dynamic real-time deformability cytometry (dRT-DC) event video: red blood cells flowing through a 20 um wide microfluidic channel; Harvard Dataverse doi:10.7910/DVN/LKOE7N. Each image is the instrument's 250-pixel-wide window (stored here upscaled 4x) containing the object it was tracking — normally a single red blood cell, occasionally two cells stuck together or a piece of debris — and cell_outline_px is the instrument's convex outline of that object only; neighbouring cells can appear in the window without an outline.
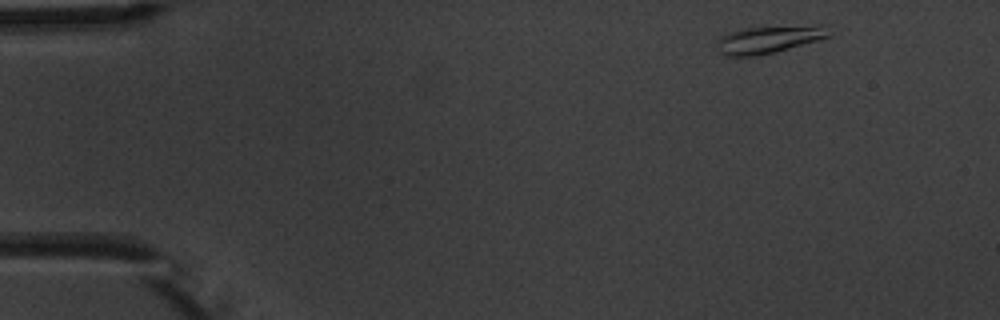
{"species": "common noctule bat (a hibernating species)", "species_latin": "Nyctalus noctula", "temperature_condition": "warm", "stored_images_in_passage": 3, "camera_frame_rate_fps": 3000, "um_per_image_px": 0.085, "animal": {"sex": "male", "body_mass_g": 20.1, "forearm_length_mm": 53.5}, "frame": {"image": 1, "passage_image": 1, "time_ms": 0.0, "image_size_px": [1000, 320], "cell_outline_px": [[832, 36], [776, 52], [756, 56], [724, 56], [720, 52], [716, 44], [716, 40], [724, 32], [740, 28], [816, 24], [828, 24]], "centroid_in_image_um": [65.38, 3.32], "position_along_channel_um": 19.6, "area_um2": 18.73}}